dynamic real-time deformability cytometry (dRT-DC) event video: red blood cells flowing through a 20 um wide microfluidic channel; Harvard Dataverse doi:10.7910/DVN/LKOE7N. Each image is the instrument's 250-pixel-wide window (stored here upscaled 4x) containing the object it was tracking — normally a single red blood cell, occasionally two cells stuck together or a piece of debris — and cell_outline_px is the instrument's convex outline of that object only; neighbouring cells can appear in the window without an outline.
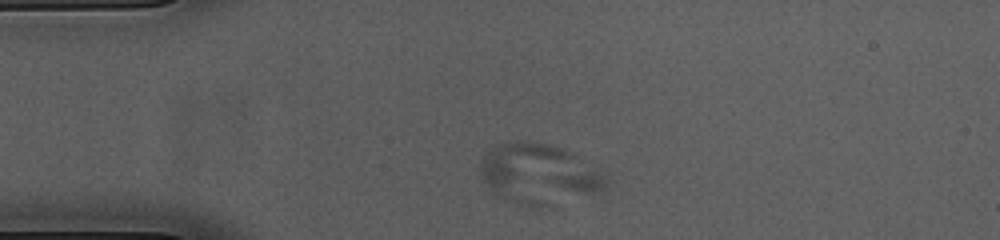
{"species": "common noctule bat (a hibernating species)", "species_latin": "Nyctalus noctula", "temperature_condition": "cold", "stored_images_in_passage": 36, "camera_frame_rate_fps": 3000, "um_per_image_px": 0.085, "animal": {"sex": "female", "body_mass_g": 23.0, "forearm_length_mm": 53.4}, "frame": {"image": 1, "passage_image": 2, "time_ms": 0.333, "image_size_px": [1000, 240], "cell_outline_px": [[608, 184], [600, 188], [588, 192], [496, 192], [484, 180], [480, 168], [484, 156], [492, 148], [500, 144], [516, 140], [548, 144], [564, 148], [572, 152], [604, 172], [608, 176]], "centroid_in_image_um": [45.82, 14.4], "position_along_channel_um": 39.2, "area_um2": 36.82}}
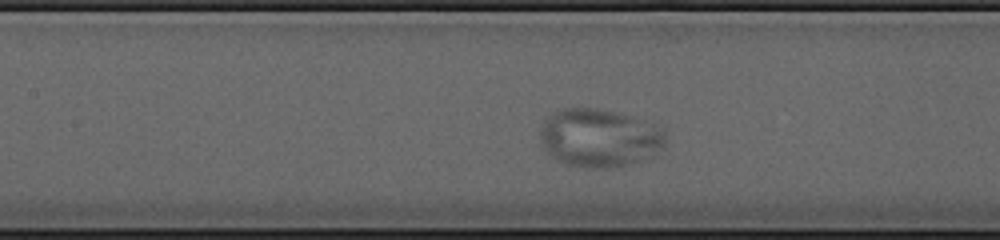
{"frame": {"image": 2, "passage_image": 14, "time_ms": 4.333, "image_size_px": [1000, 240], "cell_outline_px": [[664, 148], [632, 164], [612, 168], [588, 168], [568, 164], [552, 156], [540, 144], [540, 132], [544, 120], [548, 116], [564, 108], [596, 108], [616, 112], [632, 116], [656, 124], [664, 128]], "centroid_in_image_um": [50.96, 11.71], "position_along_channel_um": 156.4, "area_um2": 42.54}}
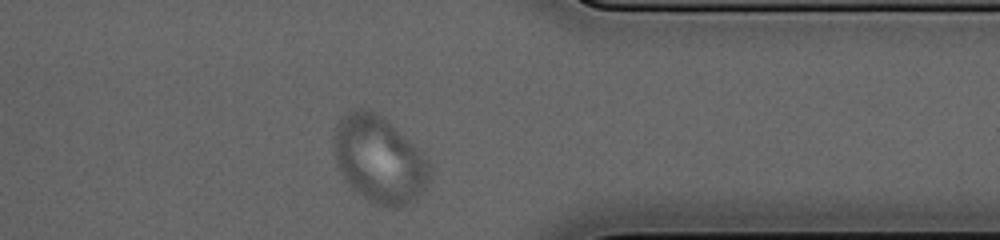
{"frame": {"image": 3, "passage_image": 33, "time_ms": 10.667, "image_size_px": [1000, 240], "cell_outline_px": [[432, 176], [416, 200], [408, 204], [396, 208], [388, 208], [372, 204], [364, 200], [352, 188], [344, 176], [336, 160], [336, 124], [340, 116], [352, 108], [368, 108], [380, 116], [408, 140], [432, 164]], "centroid_in_image_um": [32.26, 13.6], "position_along_channel_um": 379.1, "area_um2": 48.21}}